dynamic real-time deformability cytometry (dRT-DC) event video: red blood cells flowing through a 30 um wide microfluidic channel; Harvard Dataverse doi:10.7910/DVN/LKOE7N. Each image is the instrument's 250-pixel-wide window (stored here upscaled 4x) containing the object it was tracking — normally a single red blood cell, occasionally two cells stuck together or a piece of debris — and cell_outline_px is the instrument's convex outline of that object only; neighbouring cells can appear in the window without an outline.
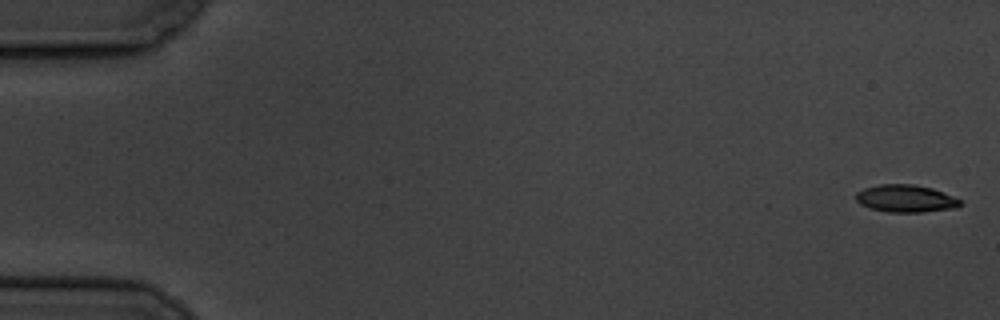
{"species": "common noctule bat (a hibernating species)", "species_latin": "Nyctalus noctula", "temperature_condition": "cold", "stored_images_in_passage": 6, "camera_frame_rate_fps": 3000, "um_per_image_px": 0.085, "animal": {"sex": "male", "body_mass_g": 19.5, "forearm_length_mm": 54.6}, "frame": {"image": 1, "passage_image": 1, "time_ms": 0.0, "image_size_px": [1000, 320], "cell_outline_px": [[964, 204], [956, 208], [924, 212], [888, 212], [868, 208], [860, 204], [856, 200], [856, 192], [864, 188], [880, 184], [912, 184], [932, 188], [952, 196], [960, 200]], "centroid_in_image_um": [76.98, 16.88], "position_along_channel_um": 8.0, "area_um2": 16.76}}
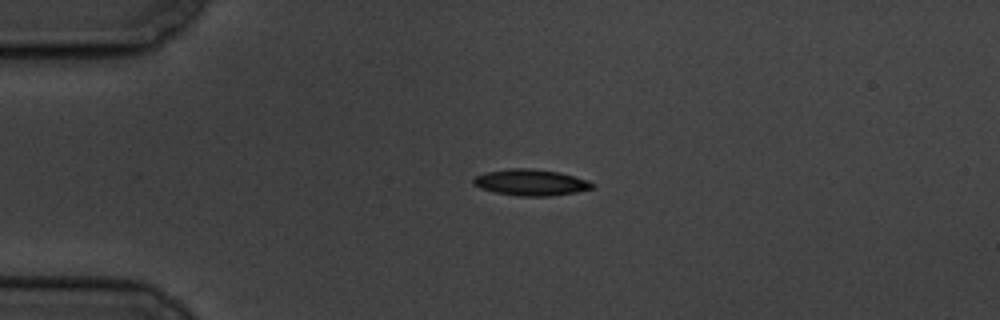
{"frame": {"image": 2, "passage_image": 5, "time_ms": 4.333, "image_size_px": [1000, 320], "cell_outline_px": [[596, 184], [592, 188], [576, 192], [548, 196], [520, 196], [496, 192], [480, 188], [472, 184], [472, 180], [476, 176], [484, 172], [512, 168], [528, 168], [560, 172], [588, 180]], "centroid_in_image_um": [45.11, 15.5], "position_along_channel_um": 39.9, "area_um2": 18.15}}